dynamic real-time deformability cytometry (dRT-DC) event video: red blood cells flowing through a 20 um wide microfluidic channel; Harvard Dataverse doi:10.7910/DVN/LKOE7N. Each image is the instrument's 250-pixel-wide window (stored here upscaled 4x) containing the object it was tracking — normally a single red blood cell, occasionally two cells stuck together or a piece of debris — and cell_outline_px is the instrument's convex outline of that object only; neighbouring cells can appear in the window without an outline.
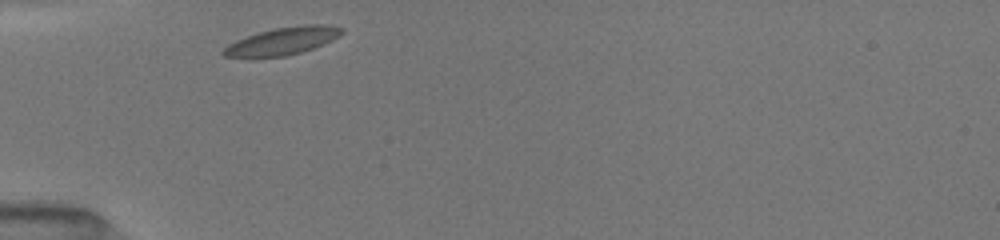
{"species": "common noctule bat (a hibernating species)", "species_latin": "Nyctalus noctula", "temperature_condition": "room temperature", "stored_images_in_passage": 8, "camera_frame_rate_fps": 3000, "um_per_image_px": 0.085, "animal": {"sex": "female", "body_mass_g": 19.5, "forearm_length_mm": 54.1}, "frame": {"image": 1, "passage_image": 1, "time_ms": 0.0, "image_size_px": [1000, 240], "cell_outline_px": [[344, 32], [340, 36], [332, 40], [312, 48], [300, 52], [284, 56], [224, 56], [220, 52], [228, 44], [236, 40], [272, 28], [304, 24], [328, 24], [344, 28]], "centroid_in_image_um": [24.08, 3.45], "position_along_channel_um": 60.9, "area_um2": 18.73}}
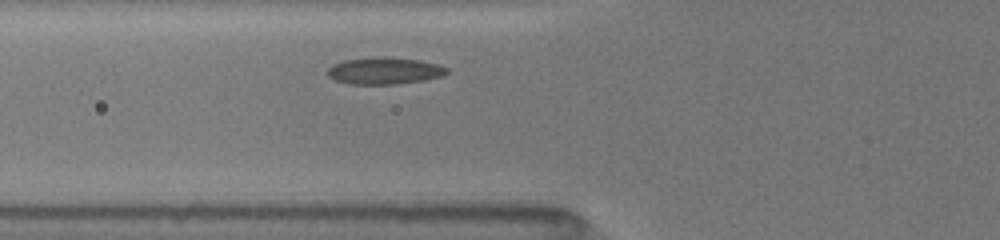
{"frame": {"image": 2, "passage_image": 6, "time_ms": 1.0, "image_size_px": [1000, 240], "cell_outline_px": [[448, 72], [444, 76], [424, 80], [396, 84], [348, 84], [332, 80], [324, 72], [332, 64], [344, 60], [420, 60], [440, 64], [448, 68]], "centroid_in_image_um": [32.66, 6.08], "position_along_channel_um": 93.1, "area_um2": 17.98}}